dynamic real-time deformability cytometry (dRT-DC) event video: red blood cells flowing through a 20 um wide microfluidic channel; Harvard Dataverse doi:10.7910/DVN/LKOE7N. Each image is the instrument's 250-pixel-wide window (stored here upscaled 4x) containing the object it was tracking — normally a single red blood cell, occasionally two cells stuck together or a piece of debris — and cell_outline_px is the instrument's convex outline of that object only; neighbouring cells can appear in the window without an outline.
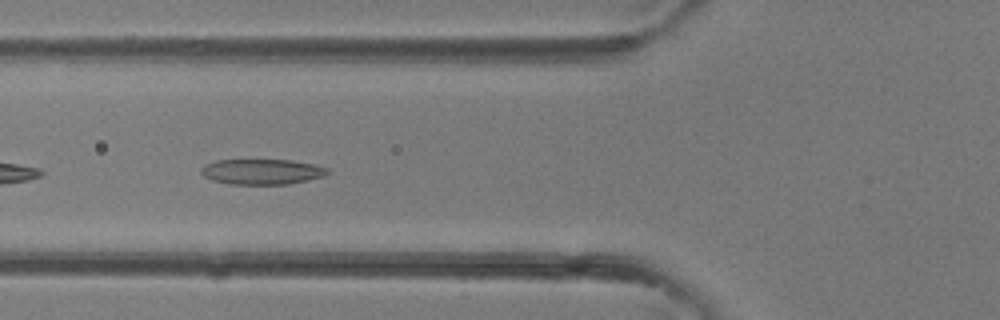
{"species": "common noctule bat (a hibernating species)", "species_latin": "Nyctalus noctula", "temperature_condition": "room temperature", "stored_images_in_passage": 17, "camera_frame_rate_fps": 3000, "um_per_image_px": 0.085, "animal": {"sex": "female"}, "frame": {"image": 1, "passage_image": 15, "time_ms": 4.667, "image_size_px": [1000, 320], "cell_outline_px": [[332, 172], [324, 176], [308, 180], [288, 184], [228, 184], [212, 180], [204, 176], [200, 172], [200, 168], [204, 164], [216, 160], [292, 160], [316, 164], [328, 168]], "centroid_in_image_um": [22.28, 14.59], "position_along_channel_um": 103.5, "area_um2": 18.96}}